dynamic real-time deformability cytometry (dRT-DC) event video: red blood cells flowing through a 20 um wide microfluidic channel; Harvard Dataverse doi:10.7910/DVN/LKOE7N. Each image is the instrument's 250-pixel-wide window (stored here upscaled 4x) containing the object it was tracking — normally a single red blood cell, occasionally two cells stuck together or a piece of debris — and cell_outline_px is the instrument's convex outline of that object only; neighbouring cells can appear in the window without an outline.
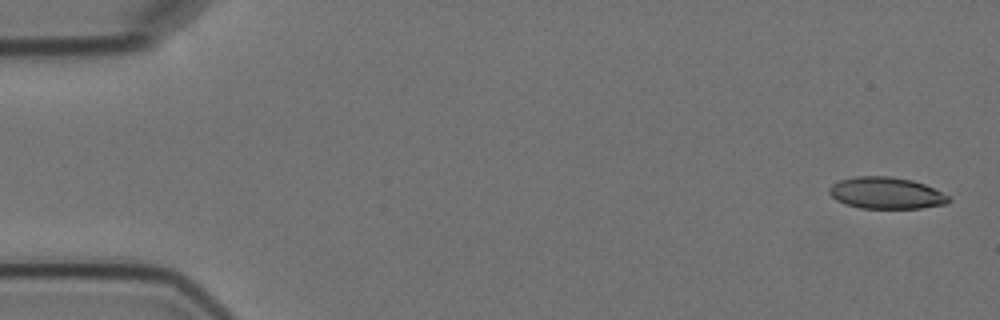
{"species": "Egyptian fruit bat (a non-hibernating species)", "species_latin": "Rousettus aegyptiacus", "temperature_condition": "cold", "stored_images_in_passage": 5, "camera_frame_rate_fps": 3000, "um_per_image_px": 0.085, "animal": {"sex": "female"}, "frame": {"image": 1, "passage_image": 1, "time_ms": 0.0, "image_size_px": [1000, 320], "cell_outline_px": [[952, 200], [948, 204], [920, 208], [860, 208], [844, 204], [836, 200], [828, 192], [828, 188], [832, 184], [840, 180], [856, 176], [888, 176], [912, 180], [924, 184], [948, 196]], "centroid_in_image_um": [75.3, 16.41], "position_along_channel_um": 9.7, "area_um2": 22.02}}
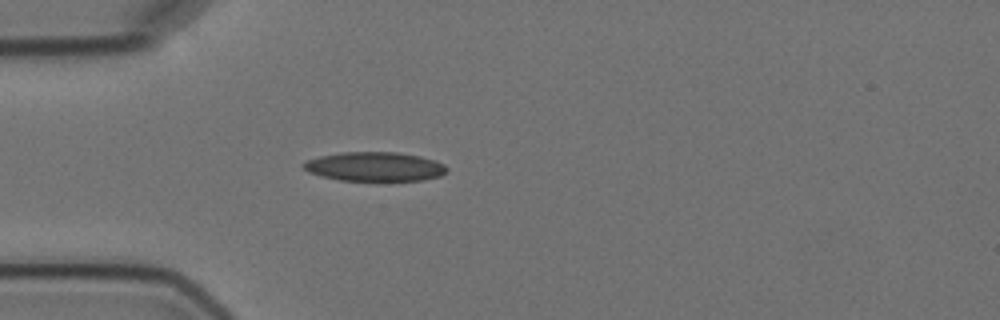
{"frame": {"image": 2, "passage_image": 5, "time_ms": 4.667, "image_size_px": [1000, 320], "cell_outline_px": [[448, 172], [440, 176], [420, 180], [376, 184], [340, 180], [320, 176], [308, 172], [300, 164], [308, 160], [320, 156], [340, 152], [396, 152], [420, 156], [444, 164], [448, 168]], "centroid_in_image_um": [31.85, 14.21], "position_along_channel_um": 53.1, "area_um2": 25.43}}